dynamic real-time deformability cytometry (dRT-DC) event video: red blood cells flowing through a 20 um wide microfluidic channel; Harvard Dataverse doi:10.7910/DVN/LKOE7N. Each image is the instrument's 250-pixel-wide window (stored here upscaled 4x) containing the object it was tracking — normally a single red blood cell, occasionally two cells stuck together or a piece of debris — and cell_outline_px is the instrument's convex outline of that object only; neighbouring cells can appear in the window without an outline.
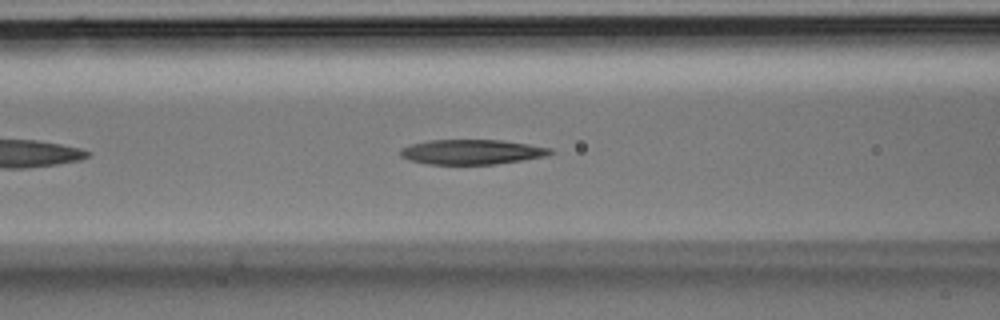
{"species": "Egyptian fruit bat (a non-hibernating species)", "species_latin": "Rousettus aegyptiacus", "temperature_condition": "room temperature", "stored_images_in_passage": 30, "camera_frame_rate_fps": 3000, "um_per_image_px": 0.085, "animal": {"sex": "male"}, "frame": {"image": 1, "passage_image": 7, "time_ms": 2.0, "image_size_px": [1000, 320], "cell_outline_px": [[556, 152], [548, 156], [496, 164], [428, 164], [408, 160], [400, 156], [400, 148], [408, 144], [428, 140], [500, 140], [528, 144], [552, 148]], "centroid_in_image_um": [40.1, 12.91], "position_along_channel_um": 126.5, "area_um2": 21.96}}
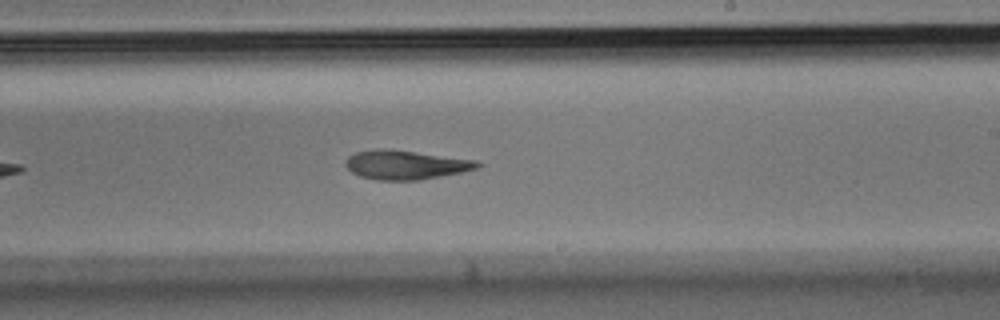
{"frame": {"image": 2, "passage_image": 14, "time_ms": 4.333, "image_size_px": [1000, 320], "cell_outline_px": [[484, 164], [476, 168], [460, 172], [440, 176], [416, 180], [376, 180], [360, 176], [352, 172], [344, 164], [344, 160], [348, 156], [356, 152], [384, 148], [480, 160]], "centroid_in_image_um": [34.48, 14.0], "position_along_channel_um": 254.5, "area_um2": 22.31}}
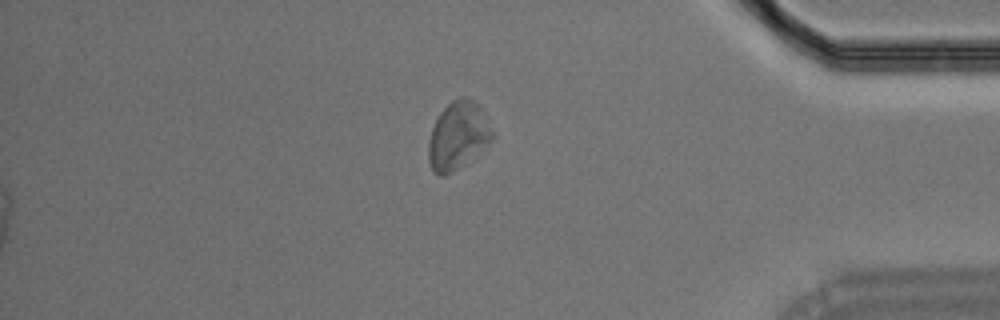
{"frame": {"image": 3, "passage_image": 30, "time_ms": 9.667, "image_size_px": [1000, 320], "cell_outline_px": [[496, 136], [492, 140], [464, 164], [452, 172], [444, 176], [440, 176], [432, 172], [428, 160], [428, 140], [432, 128], [440, 112], [452, 100], [460, 96], [464, 96], [472, 100], [480, 108]], "centroid_in_image_um": [38.9, 11.55], "position_along_channel_um": 396.3, "area_um2": 25.09}}